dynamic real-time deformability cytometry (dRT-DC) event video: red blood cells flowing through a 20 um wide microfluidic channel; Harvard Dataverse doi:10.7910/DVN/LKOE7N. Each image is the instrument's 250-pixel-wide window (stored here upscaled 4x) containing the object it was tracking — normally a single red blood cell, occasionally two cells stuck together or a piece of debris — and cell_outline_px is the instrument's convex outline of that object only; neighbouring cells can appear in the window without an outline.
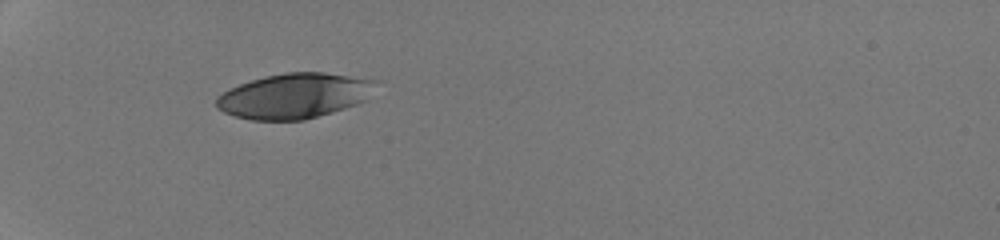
{"species": "human", "species_latin": "Homo sapiens", "temperature_condition": "room temperature", "stored_images_in_passage": 33, "camera_frame_rate_fps": 3000, "um_per_image_px": 0.085, "donor": {"sex": "male"}, "frame": {"image": 1, "passage_image": 1, "time_ms": 0.0, "image_size_px": [1000, 240], "cell_outline_px": [[380, 80], [368, 100], [332, 112], [304, 120], [252, 120], [236, 116], [224, 112], [216, 108], [216, 96], [240, 84], [264, 76], [284, 72], [324, 72]], "centroid_in_image_um": [25.07, 8.13], "position_along_channel_um": 59.9, "area_um2": 42.08}}
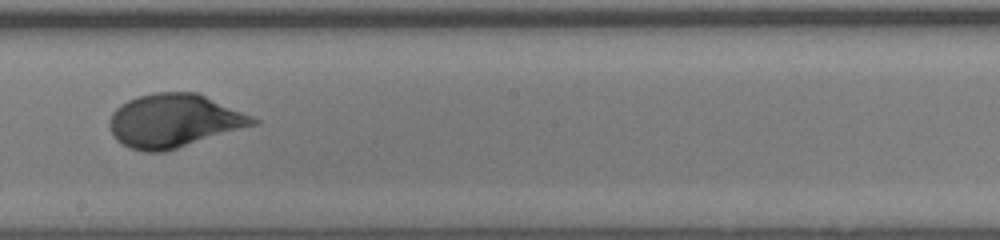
{"frame": {"image": 2, "passage_image": 15, "time_ms": 4.667, "image_size_px": [1000, 240], "cell_outline_px": [[260, 124], [164, 152], [144, 152], [128, 148], [116, 140], [108, 124], [108, 120], [112, 112], [120, 104], [128, 100], [140, 96], [156, 92], [200, 92], [252, 116], [260, 120]], "centroid_in_image_um": [14.81, 10.27], "position_along_channel_um": 233.4, "area_um2": 45.14}}
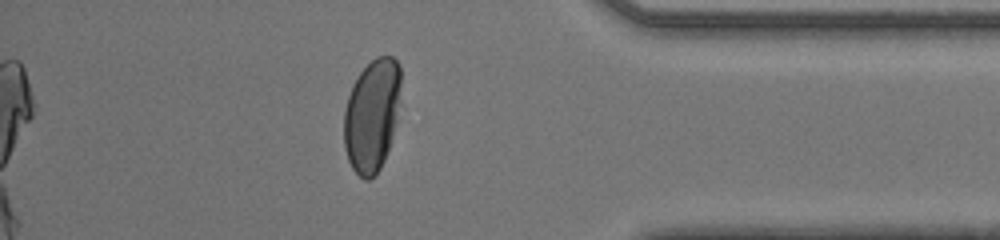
{"frame": {"image": 3, "passage_image": 28, "time_ms": 9.0, "image_size_px": [1000, 240], "cell_outline_px": [[400, 104], [396, 120], [388, 148], [384, 160], [380, 168], [368, 180], [364, 180], [352, 168], [348, 160], [344, 148], [344, 112], [348, 96], [360, 72], [376, 56], [392, 56], [400, 64]], "centroid_in_image_um": [31.61, 9.78], "position_along_channel_um": 403.6, "area_um2": 37.11}, "authors_computed_cell_mechanics": {"area_um2": 42.483, "velocity_mm_per_s": 4.2544, "shape_relaxation_time_tau1_ms": 2.7107, "shape_relaxation_time_tau2_ms": null, "deformation_change_tau1": 0.1718, "deformation_change_tau2": null}}